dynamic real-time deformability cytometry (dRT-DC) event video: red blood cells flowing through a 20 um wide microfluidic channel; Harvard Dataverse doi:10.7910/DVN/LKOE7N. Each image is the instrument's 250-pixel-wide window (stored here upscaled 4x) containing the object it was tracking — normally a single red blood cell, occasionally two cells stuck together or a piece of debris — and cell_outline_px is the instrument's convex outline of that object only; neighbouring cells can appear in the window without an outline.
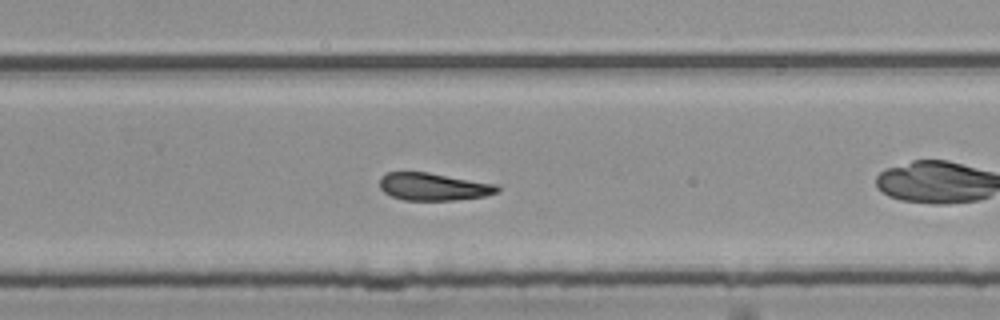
{"species": "common noctule bat (a hibernating species)", "species_latin": "Nyctalus noctula", "temperature_condition": "room temperature", "stored_images_in_passage": 32, "camera_frame_rate_fps": 3000, "um_per_image_px": 0.085, "animal": {"sex": "female", "body_mass_g": 25.1}, "frame": {"image": 1, "passage_image": 19, "time_ms": 6.0, "image_size_px": [1000, 320], "cell_outline_px": [[500, 192], [484, 196], [456, 200], [404, 200], [392, 196], [384, 192], [380, 188], [380, 176], [388, 172], [428, 172], [496, 184], [500, 188]], "centroid_in_image_um": [36.85, 15.87], "position_along_channel_um": 293.0, "area_um2": 18.9}}